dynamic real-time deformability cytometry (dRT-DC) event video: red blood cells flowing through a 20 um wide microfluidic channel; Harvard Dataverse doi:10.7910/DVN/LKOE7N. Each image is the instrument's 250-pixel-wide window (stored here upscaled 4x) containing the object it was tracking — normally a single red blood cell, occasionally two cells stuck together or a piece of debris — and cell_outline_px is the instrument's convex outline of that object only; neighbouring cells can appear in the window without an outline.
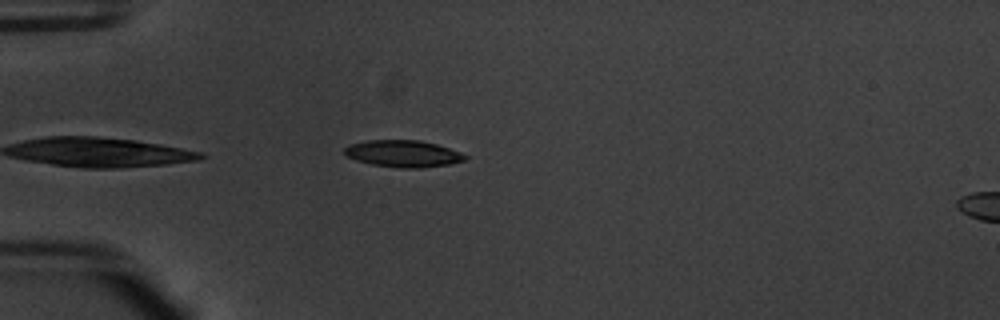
{"species": "common noctule bat (a hibernating species)", "species_latin": "Nyctalus noctula", "temperature_condition": "warm", "stored_images_in_passage": 26, "camera_frame_rate_fps": 3000, "um_per_image_px": 0.085, "animal": {"sex": "male", "body_mass_g": 20.1, "forearm_length_mm": 53.5}, "frame": {"image": 1, "passage_image": 2, "time_ms": 0.333, "image_size_px": [1000, 320], "cell_outline_px": [[468, 156], [464, 160], [448, 164], [420, 168], [400, 168], [372, 164], [356, 160], [348, 156], [344, 152], [344, 148], [348, 144], [368, 140], [420, 140], [436, 144], [460, 152]], "centroid_in_image_um": [34.24, 13.05], "position_along_channel_um": 50.8, "area_um2": 18.73}}